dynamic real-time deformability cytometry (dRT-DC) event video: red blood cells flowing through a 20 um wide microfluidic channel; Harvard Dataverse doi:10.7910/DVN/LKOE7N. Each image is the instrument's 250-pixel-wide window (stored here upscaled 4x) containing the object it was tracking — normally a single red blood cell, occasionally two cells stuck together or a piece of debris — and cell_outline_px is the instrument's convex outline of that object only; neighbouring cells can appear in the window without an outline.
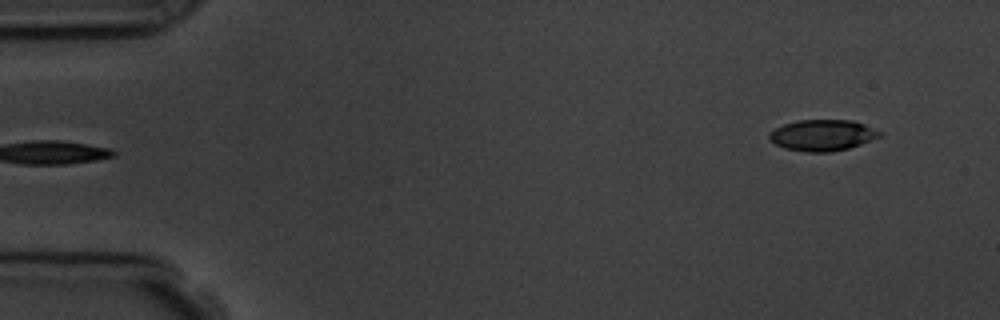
{"species": "common noctule bat (a hibernating species)", "species_latin": "Nyctalus noctula", "temperature_condition": "room temperature", "stored_images_in_passage": 6, "segment_of_instrument_passage": [2, 2], "camera_frame_rate_fps": 3000, "um_per_image_px": 0.085, "animal": {"sex": "male", "body_mass_g": 19.5, "forearm_length_mm": 54.6}, "frame": {"image": 1, "passage_image": 6, "time_ms": 5.667, "image_size_px": [1000, 320], "cell_outline_px": [[880, 136], [860, 144], [848, 148], [828, 152], [808, 152], [784, 148], [768, 140], [768, 136], [776, 128], [784, 124], [800, 120], [852, 120], [864, 124], [880, 132]], "centroid_in_image_um": [69.88, 11.49], "position_along_channel_um": 15.1, "area_um2": 19.71}}